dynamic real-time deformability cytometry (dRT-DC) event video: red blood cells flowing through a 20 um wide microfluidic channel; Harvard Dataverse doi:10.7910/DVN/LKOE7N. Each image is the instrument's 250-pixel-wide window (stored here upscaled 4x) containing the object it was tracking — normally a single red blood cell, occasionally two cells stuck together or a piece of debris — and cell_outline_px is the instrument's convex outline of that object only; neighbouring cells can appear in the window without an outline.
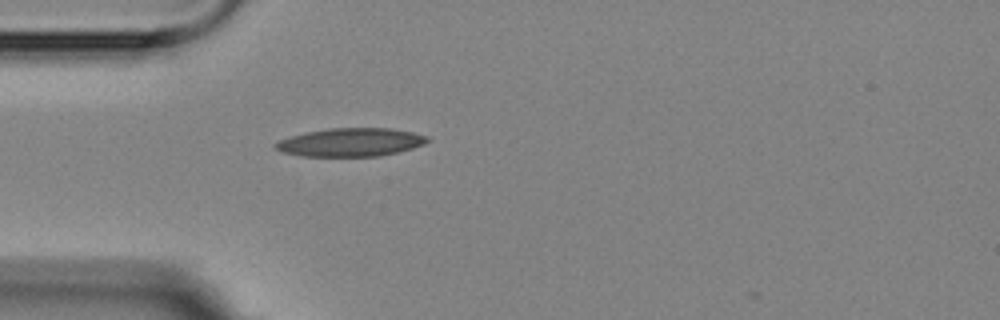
{"species": "Egyptian fruit bat (a non-hibernating species)", "species_latin": "Rousettus aegyptiacus", "temperature_condition": "room temperature", "stored_images_in_passage": 1, "camera_frame_rate_fps": 3000, "um_per_image_px": 0.085, "animal": {"sex": "female"}, "frame": {"image": 1, "passage_image": 1, "time_ms": 0.0, "image_size_px": [1000, 320], "cell_outline_px": [[428, 140], [424, 144], [412, 148], [380, 156], [304, 156], [284, 152], [276, 148], [272, 144], [280, 140], [292, 136], [308, 132], [328, 128], [392, 128], [412, 132], [428, 136]], "centroid_in_image_um": [29.83, 12.09], "position_along_channel_um": 55.2, "area_um2": 24.8}}